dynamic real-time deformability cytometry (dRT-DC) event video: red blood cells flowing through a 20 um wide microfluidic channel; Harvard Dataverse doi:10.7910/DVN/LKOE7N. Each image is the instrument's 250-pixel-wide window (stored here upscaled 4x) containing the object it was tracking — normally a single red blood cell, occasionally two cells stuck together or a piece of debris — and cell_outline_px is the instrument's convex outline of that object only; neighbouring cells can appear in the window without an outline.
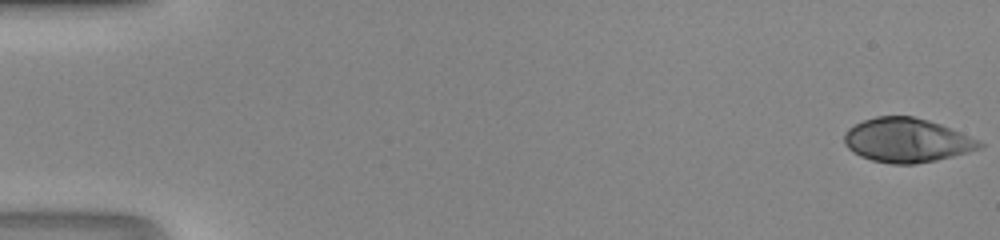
{"species": "human", "species_latin": "Homo sapiens", "temperature_condition": "room temperature", "stored_images_in_passage": 48, "camera_frame_rate_fps": 3000, "um_per_image_px": 0.085, "donor": {"sex": "male"}, "frame": {"image": 1, "passage_image": 1, "time_ms": 0.0, "image_size_px": [1000, 240], "cell_outline_px": [[984, 144], [980, 148], [968, 152], [936, 160], [916, 164], [892, 164], [872, 160], [860, 156], [852, 152], [844, 144], [844, 132], [848, 128], [864, 120], [876, 116], [912, 116], [928, 120], [940, 124], [976, 140]], "centroid_in_image_um": [77.01, 11.93], "position_along_channel_um": 8.0, "area_um2": 34.45}}
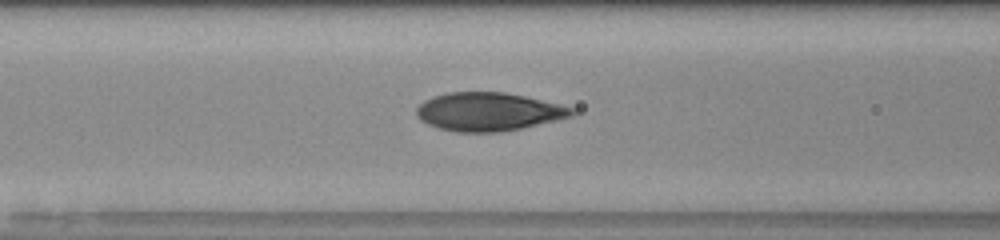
{"frame": {"image": 2, "passage_image": 21, "time_ms": 6.667, "image_size_px": [1000, 240], "cell_outline_px": [[576, 112], [572, 116], [520, 128], [500, 132], [456, 132], [440, 128], [428, 124], [420, 120], [416, 116], [416, 108], [424, 100], [432, 96], [448, 92], [504, 92], [524, 96], [560, 104], [576, 108]], "centroid_in_image_um": [41.5, 9.49], "position_along_channel_um": 125.1, "area_um2": 34.68}}
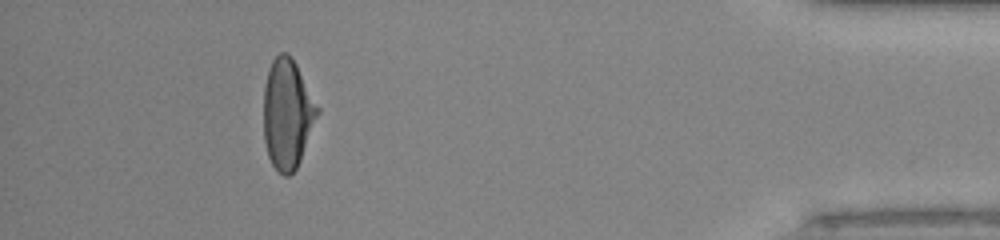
{"frame": {"image": 3, "passage_image": 44, "time_ms": 14.333, "image_size_px": [1000, 240], "cell_outline_px": [[320, 112], [300, 160], [296, 168], [288, 176], [284, 176], [272, 164], [268, 156], [264, 140], [264, 88], [268, 68], [272, 60], [280, 52], [284, 52], [296, 64], [320, 108]], "centroid_in_image_um": [24.43, 9.68], "position_along_channel_um": 410.8, "area_um2": 34.28}}